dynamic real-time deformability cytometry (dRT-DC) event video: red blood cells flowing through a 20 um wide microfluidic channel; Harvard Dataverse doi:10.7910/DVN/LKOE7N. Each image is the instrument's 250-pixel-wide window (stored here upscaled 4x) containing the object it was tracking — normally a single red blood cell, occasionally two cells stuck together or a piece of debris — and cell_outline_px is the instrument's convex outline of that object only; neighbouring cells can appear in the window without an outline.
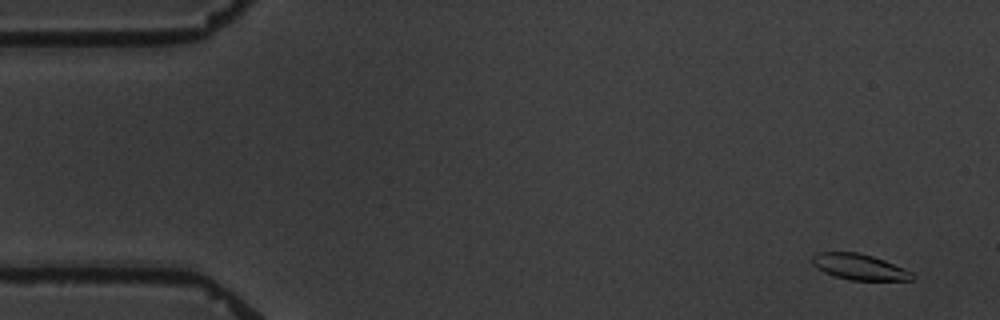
{"species": "common noctule bat (a hibernating species)", "species_latin": "Nyctalus noctula", "temperature_condition": "warm", "stored_images_in_passage": 8, "camera_frame_rate_fps": 3000, "um_per_image_px": 0.085, "animal": {"sex": "male", "body_mass_g": 19.5, "forearm_length_mm": 54.6}, "frame": {"image": 1, "passage_image": 2, "time_ms": 1.0, "image_size_px": [1000, 320], "cell_outline_px": [[916, 276], [912, 280], [852, 280], [836, 276], [824, 272], [816, 268], [812, 264], [812, 256], [816, 252], [856, 252], [872, 256], [884, 260], [904, 268], [912, 272]], "centroid_in_image_um": [73.04, 22.68], "position_along_channel_um": 12.0, "area_um2": 15.03}}
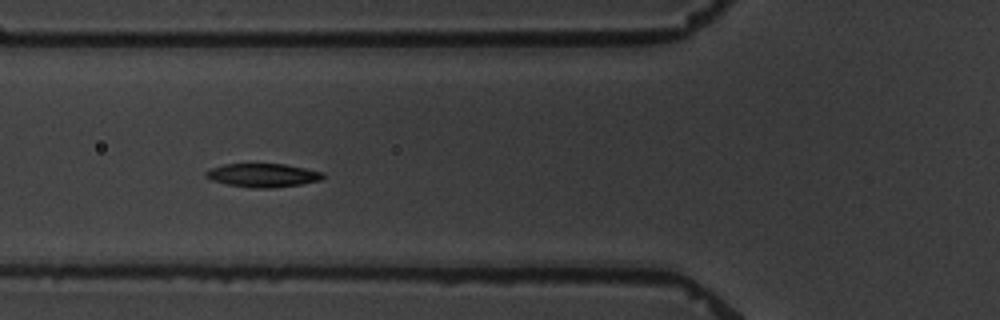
{"frame": {"image": 2, "passage_image": 7, "time_ms": 7.0, "image_size_px": [1000, 320], "cell_outline_px": [[324, 176], [320, 180], [300, 184], [272, 188], [252, 188], [228, 184], [212, 180], [204, 176], [204, 172], [212, 168], [224, 164], [284, 164], [324, 172]], "centroid_in_image_um": [22.33, 14.9], "position_along_channel_um": 103.5, "area_um2": 15.95}}
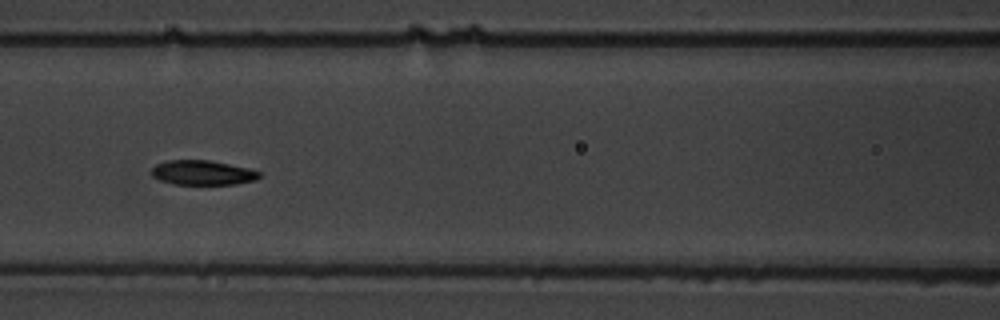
{"frame": {"image": 3, "passage_image": 8, "time_ms": 8.333, "image_size_px": [1000, 320], "cell_outline_px": [[260, 176], [256, 180], [236, 184], [172, 184], [160, 180], [152, 176], [152, 168], [156, 164], [168, 160], [208, 160], [248, 168], [260, 172]], "centroid_in_image_um": [17.21, 14.68], "position_along_channel_um": 149.4, "area_um2": 15.37}}